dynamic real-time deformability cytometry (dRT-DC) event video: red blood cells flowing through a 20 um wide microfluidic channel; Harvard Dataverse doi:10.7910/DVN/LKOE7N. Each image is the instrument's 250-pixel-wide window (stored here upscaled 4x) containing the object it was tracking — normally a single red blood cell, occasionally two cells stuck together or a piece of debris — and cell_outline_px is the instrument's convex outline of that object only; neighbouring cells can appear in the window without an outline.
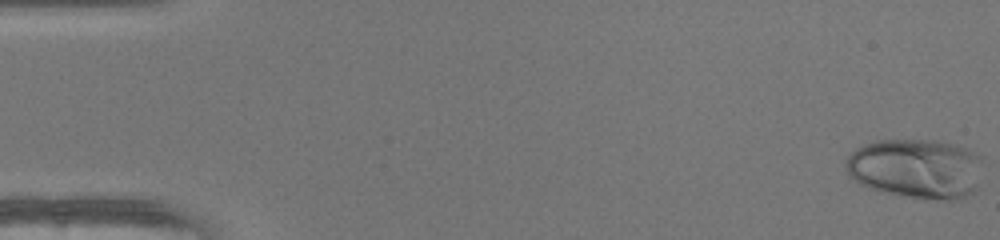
{"species": "human", "species_latin": "Homo sapiens", "temperature_condition": "warm", "stored_images_in_passage": 49, "camera_frame_rate_fps": 3000, "um_per_image_px": 0.085, "donor": {"sex": "female"}, "frame": {"image": 1, "passage_image": 1, "time_ms": 0.0, "image_size_px": [1000, 240], "cell_outline_px": [[980, 160], [976, 188], [972, 192], [956, 200], [936, 200], [888, 192], [872, 188], [860, 184], [848, 176], [844, 164], [844, 160], [856, 148], [864, 144], [876, 140], [940, 140], [956, 144], [968, 148], [980, 156]], "centroid_in_image_um": [77.83, 14.3], "position_along_channel_um": 7.2, "area_um2": 47.57}}
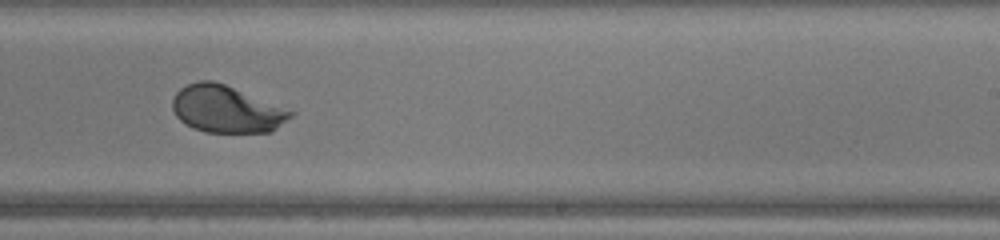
{"frame": {"image": 2, "passage_image": 31, "time_ms": 10.0, "image_size_px": [1000, 240], "cell_outline_px": [[296, 112], [292, 116], [272, 132], [204, 132], [192, 128], [184, 124], [176, 116], [172, 108], [172, 100], [176, 92], [180, 88], [188, 84], [200, 80], [212, 80], [224, 84]], "centroid_in_image_um": [19.22, 9.29], "position_along_channel_um": 269.8, "area_um2": 32.31}}
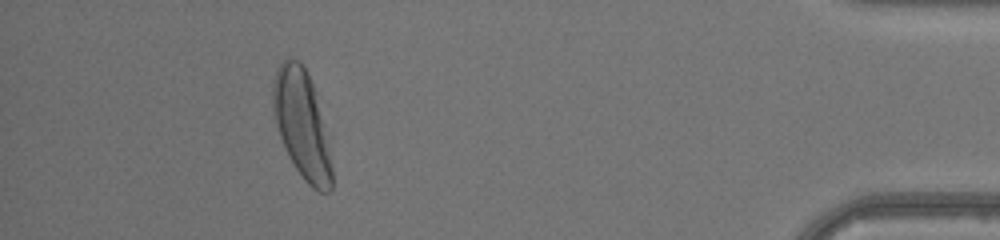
{"frame": {"image": 3, "passage_image": 45, "time_ms": 14.667, "image_size_px": [1000, 240], "cell_outline_px": [[332, 188], [328, 192], [320, 192], [312, 188], [304, 180], [288, 156], [280, 136], [272, 108], [272, 84], [276, 72], [280, 64], [288, 56], [300, 60], [316, 92], [332, 168]], "centroid_in_image_um": [25.63, 10.56], "position_along_channel_um": 409.6, "area_um2": 36.59}, "authors_computed_cell_mechanics": {"area_um2": 35.0268, "velocity_mm_per_s": 4.2453, "shape_relaxation_time_tau1_ms": 3.1688, "shape_relaxation_time_tau2_ms": null, "deformation_change_tau1": 0.1971, "deformation_change_tau2": null}}